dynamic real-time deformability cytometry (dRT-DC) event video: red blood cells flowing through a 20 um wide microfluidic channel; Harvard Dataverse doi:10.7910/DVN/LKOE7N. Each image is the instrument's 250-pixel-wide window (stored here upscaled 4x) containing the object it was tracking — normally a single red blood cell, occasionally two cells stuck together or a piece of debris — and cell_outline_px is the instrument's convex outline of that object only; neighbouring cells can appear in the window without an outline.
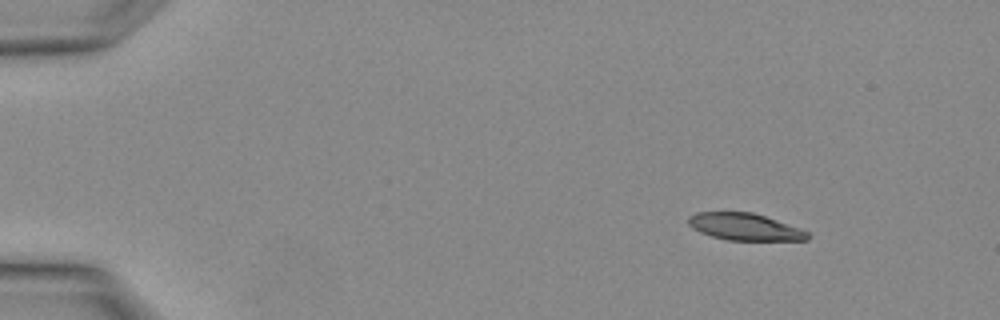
{"species": "Egyptian fruit bat (a non-hibernating species)", "species_latin": "Rousettus aegyptiacus", "temperature_condition": "warm", "stored_images_in_passage": 4, "segment_of_instrument_passage": [2, 2], "camera_frame_rate_fps": 3000, "um_per_image_px": 0.085, "animal": {"sex": "female"}, "frame": {"image": 1, "passage_image": 4, "time_ms": 1.0, "image_size_px": [1000, 320], "cell_outline_px": [[808, 240], [724, 240], [700, 232], [692, 228], [688, 224], [688, 216], [696, 212], [752, 212], [800, 228], [808, 232]], "centroid_in_image_um": [63.26, 19.28], "position_along_channel_um": 21.7, "area_um2": 18.67}}